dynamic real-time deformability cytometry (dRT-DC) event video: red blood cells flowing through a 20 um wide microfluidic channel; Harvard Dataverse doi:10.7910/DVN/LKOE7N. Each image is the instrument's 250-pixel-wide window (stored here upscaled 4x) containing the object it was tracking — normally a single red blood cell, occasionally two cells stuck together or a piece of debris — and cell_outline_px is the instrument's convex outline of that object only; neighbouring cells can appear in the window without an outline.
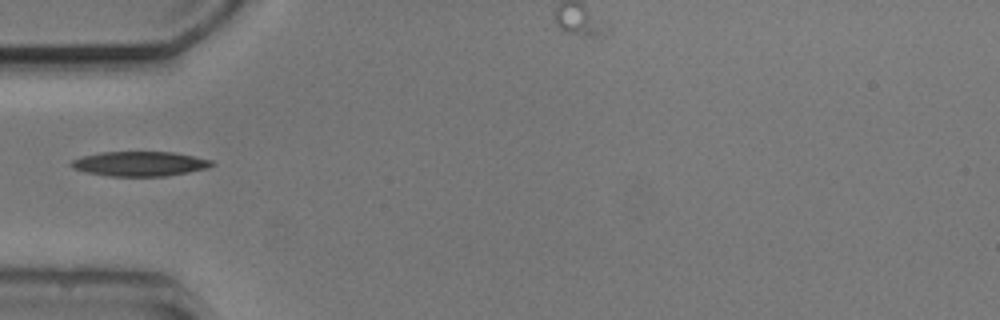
{"species": "common noctule bat (a hibernating species)", "species_latin": "Nyctalus noctula", "temperature_condition": "cold", "stored_images_in_passage": 6, "camera_frame_rate_fps": 3000, "um_per_image_px": 0.085, "animal": {"sex": "male", "body_mass_g": 20.5, "forearm_length_mm": 52.5}, "frame": {"image": 1, "passage_image": 5, "time_ms": 5.333, "image_size_px": [1000, 320], "cell_outline_px": [[216, 164], [208, 168], [188, 172], [164, 176], [108, 176], [88, 172], [72, 168], [68, 164], [72, 160], [84, 156], [100, 152], [172, 152], [212, 160]], "centroid_in_image_um": [11.88, 13.92], "position_along_channel_um": 73.1, "area_um2": 20.11}}